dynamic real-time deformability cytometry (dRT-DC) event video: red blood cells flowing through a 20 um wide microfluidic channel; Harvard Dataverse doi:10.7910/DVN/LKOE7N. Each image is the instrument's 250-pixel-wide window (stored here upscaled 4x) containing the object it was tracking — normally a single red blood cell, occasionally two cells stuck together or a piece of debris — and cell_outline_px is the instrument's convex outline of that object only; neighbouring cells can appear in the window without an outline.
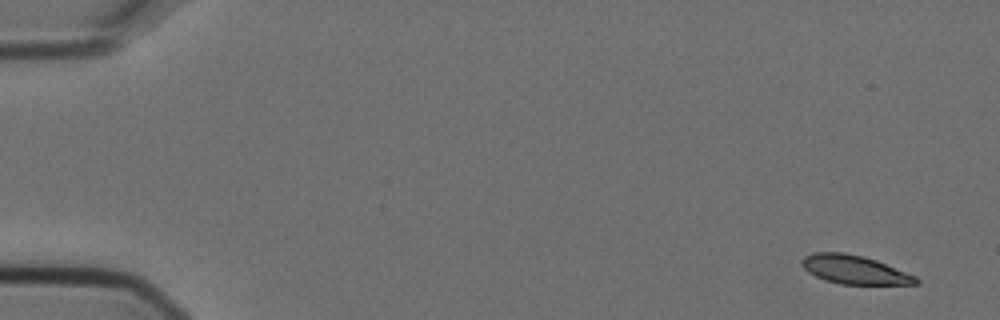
{"species": "Egyptian fruit bat (a non-hibernating species)", "species_latin": "Rousettus aegyptiacus", "temperature_condition": "cold", "stored_images_in_passage": 4, "camera_frame_rate_fps": 3000, "um_per_image_px": 0.085, "animal": {"sex": "female"}, "frame": {"image": 1, "passage_image": 1, "time_ms": 0.0, "image_size_px": [1000, 320], "cell_outline_px": [[920, 284], [840, 284], [824, 280], [808, 272], [800, 264], [800, 260], [804, 256], [816, 252], [844, 252], [864, 256], [876, 260], [916, 276], [920, 280]], "centroid_in_image_um": [72.61, 22.92], "position_along_channel_um": 12.4, "area_um2": 19.13}}